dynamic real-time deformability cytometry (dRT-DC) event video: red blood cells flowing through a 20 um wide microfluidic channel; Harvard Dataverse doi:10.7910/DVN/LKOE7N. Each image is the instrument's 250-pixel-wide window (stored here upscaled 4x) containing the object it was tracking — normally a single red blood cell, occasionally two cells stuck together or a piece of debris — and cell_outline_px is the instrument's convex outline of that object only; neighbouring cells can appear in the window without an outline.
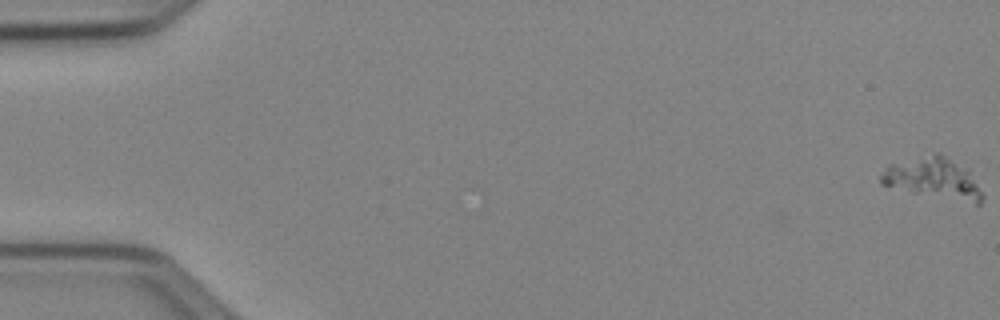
{"species": "Egyptian fruit bat (a non-hibernating species)", "species_latin": "Rousettus aegyptiacus", "temperature_condition": "cold", "stored_images_in_passage": 53, "camera_frame_rate_fps": 3000, "um_per_image_px": 0.085, "animal": {"sex": "female"}, "frame": {"image": 1, "passage_image": 1, "time_ms": 0.0, "image_size_px": [1000, 320], "cell_outline_px": [[984, 196], [980, 204], [976, 204], [912, 192], [880, 184], [880, 176], [884, 168], [888, 164], [936, 152], [968, 168]], "centroid_in_image_um": [79.33, 15.15], "position_along_channel_um": 5.7, "area_um2": 24.1}}
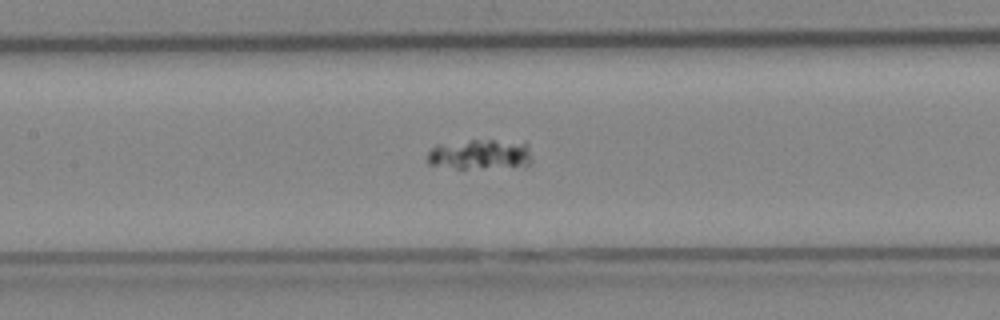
{"frame": {"image": 2, "passage_image": 26, "time_ms": 8.333, "image_size_px": [1000, 320], "cell_outline_px": [[532, 160], [528, 164], [512, 168], [456, 168], [428, 164], [428, 152], [436, 144], [472, 140], [524, 140], [528, 144]], "centroid_in_image_um": [40.88, 13.11], "position_along_channel_um": 166.5, "area_um2": 18.84}}
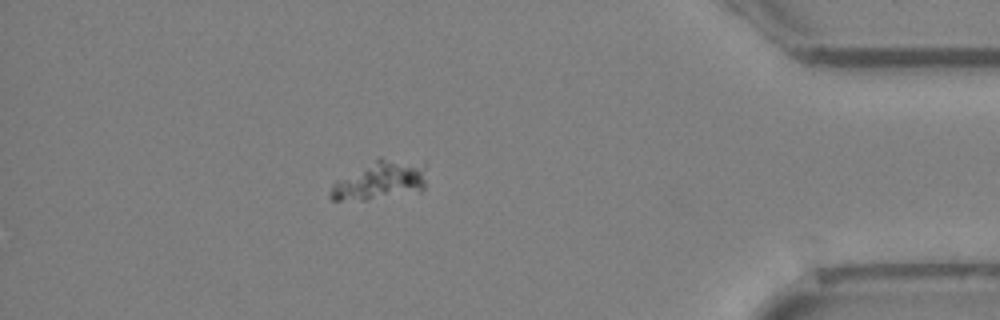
{"frame": {"image": 3, "passage_image": 47, "time_ms": 15.333, "image_size_px": [1000, 320], "cell_outline_px": [[424, 188], [420, 192], [368, 200], [332, 200], [328, 196], [328, 192], [332, 184], [336, 180], [376, 156], [380, 156], [424, 160]], "centroid_in_image_um": [32.31, 15.27], "position_along_channel_um": 402.9, "area_um2": 22.89}}